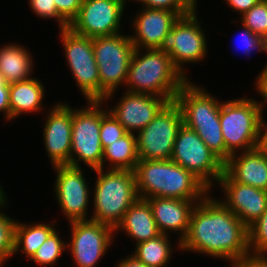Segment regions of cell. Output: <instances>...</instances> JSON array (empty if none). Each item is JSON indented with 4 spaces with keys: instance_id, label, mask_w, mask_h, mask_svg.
<instances>
[{
    "instance_id": "18",
    "label": "cell",
    "mask_w": 267,
    "mask_h": 267,
    "mask_svg": "<svg viewBox=\"0 0 267 267\" xmlns=\"http://www.w3.org/2000/svg\"><path fill=\"white\" fill-rule=\"evenodd\" d=\"M179 17L178 13L169 10L142 8L133 21L135 34L130 35L134 48H164L173 24Z\"/></svg>"
},
{
    "instance_id": "7",
    "label": "cell",
    "mask_w": 267,
    "mask_h": 267,
    "mask_svg": "<svg viewBox=\"0 0 267 267\" xmlns=\"http://www.w3.org/2000/svg\"><path fill=\"white\" fill-rule=\"evenodd\" d=\"M93 49L100 78V102H105L126 83L135 48L130 36L116 33L93 38Z\"/></svg>"
},
{
    "instance_id": "4",
    "label": "cell",
    "mask_w": 267,
    "mask_h": 267,
    "mask_svg": "<svg viewBox=\"0 0 267 267\" xmlns=\"http://www.w3.org/2000/svg\"><path fill=\"white\" fill-rule=\"evenodd\" d=\"M188 80L178 92L175 102L179 105L183 124L194 130L206 146L224 163L231 153L226 149L219 119L221 102Z\"/></svg>"
},
{
    "instance_id": "13",
    "label": "cell",
    "mask_w": 267,
    "mask_h": 267,
    "mask_svg": "<svg viewBox=\"0 0 267 267\" xmlns=\"http://www.w3.org/2000/svg\"><path fill=\"white\" fill-rule=\"evenodd\" d=\"M71 239L70 249L78 267H96L97 262L110 247L115 229L93 220L69 222Z\"/></svg>"
},
{
    "instance_id": "41",
    "label": "cell",
    "mask_w": 267,
    "mask_h": 267,
    "mask_svg": "<svg viewBox=\"0 0 267 267\" xmlns=\"http://www.w3.org/2000/svg\"><path fill=\"white\" fill-rule=\"evenodd\" d=\"M263 119L260 121V132H259V143L258 147L262 149L267 154V123Z\"/></svg>"
},
{
    "instance_id": "26",
    "label": "cell",
    "mask_w": 267,
    "mask_h": 267,
    "mask_svg": "<svg viewBox=\"0 0 267 267\" xmlns=\"http://www.w3.org/2000/svg\"><path fill=\"white\" fill-rule=\"evenodd\" d=\"M54 224H25L16 221L14 228V254L22 251L31 258L55 230Z\"/></svg>"
},
{
    "instance_id": "20",
    "label": "cell",
    "mask_w": 267,
    "mask_h": 267,
    "mask_svg": "<svg viewBox=\"0 0 267 267\" xmlns=\"http://www.w3.org/2000/svg\"><path fill=\"white\" fill-rule=\"evenodd\" d=\"M146 200L152 208L161 234L168 235V231L180 233L177 245L180 249V242L188 233L192 212L199 201L166 197H151Z\"/></svg>"
},
{
    "instance_id": "12",
    "label": "cell",
    "mask_w": 267,
    "mask_h": 267,
    "mask_svg": "<svg viewBox=\"0 0 267 267\" xmlns=\"http://www.w3.org/2000/svg\"><path fill=\"white\" fill-rule=\"evenodd\" d=\"M196 11L193 9L189 14L178 18L164 47L173 65L186 78L184 64L201 61L206 57L208 49L206 35L201 29Z\"/></svg>"
},
{
    "instance_id": "21",
    "label": "cell",
    "mask_w": 267,
    "mask_h": 267,
    "mask_svg": "<svg viewBox=\"0 0 267 267\" xmlns=\"http://www.w3.org/2000/svg\"><path fill=\"white\" fill-rule=\"evenodd\" d=\"M224 171L240 184L267 191V154L259 147L231 154Z\"/></svg>"
},
{
    "instance_id": "42",
    "label": "cell",
    "mask_w": 267,
    "mask_h": 267,
    "mask_svg": "<svg viewBox=\"0 0 267 267\" xmlns=\"http://www.w3.org/2000/svg\"><path fill=\"white\" fill-rule=\"evenodd\" d=\"M117 267H148L143 262L138 260L134 255L131 254L129 257L127 256L125 259L120 260L118 262Z\"/></svg>"
},
{
    "instance_id": "45",
    "label": "cell",
    "mask_w": 267,
    "mask_h": 267,
    "mask_svg": "<svg viewBox=\"0 0 267 267\" xmlns=\"http://www.w3.org/2000/svg\"><path fill=\"white\" fill-rule=\"evenodd\" d=\"M123 1V3H124V5L126 6V0H122ZM133 1V0H132ZM134 1H138V2H140L141 0H134Z\"/></svg>"
},
{
    "instance_id": "31",
    "label": "cell",
    "mask_w": 267,
    "mask_h": 267,
    "mask_svg": "<svg viewBox=\"0 0 267 267\" xmlns=\"http://www.w3.org/2000/svg\"><path fill=\"white\" fill-rule=\"evenodd\" d=\"M15 224V220L0 211V267L14 255Z\"/></svg>"
},
{
    "instance_id": "23",
    "label": "cell",
    "mask_w": 267,
    "mask_h": 267,
    "mask_svg": "<svg viewBox=\"0 0 267 267\" xmlns=\"http://www.w3.org/2000/svg\"><path fill=\"white\" fill-rule=\"evenodd\" d=\"M42 82L36 78L9 84V105L11 119L23 113L42 111V101L45 95Z\"/></svg>"
},
{
    "instance_id": "40",
    "label": "cell",
    "mask_w": 267,
    "mask_h": 267,
    "mask_svg": "<svg viewBox=\"0 0 267 267\" xmlns=\"http://www.w3.org/2000/svg\"><path fill=\"white\" fill-rule=\"evenodd\" d=\"M225 2H227L232 9L239 12L240 15H243L256 5L259 0H225Z\"/></svg>"
},
{
    "instance_id": "29",
    "label": "cell",
    "mask_w": 267,
    "mask_h": 267,
    "mask_svg": "<svg viewBox=\"0 0 267 267\" xmlns=\"http://www.w3.org/2000/svg\"><path fill=\"white\" fill-rule=\"evenodd\" d=\"M241 24L253 34L267 39V2L259 0L256 5L242 15Z\"/></svg>"
},
{
    "instance_id": "11",
    "label": "cell",
    "mask_w": 267,
    "mask_h": 267,
    "mask_svg": "<svg viewBox=\"0 0 267 267\" xmlns=\"http://www.w3.org/2000/svg\"><path fill=\"white\" fill-rule=\"evenodd\" d=\"M67 64L87 102L100 101V78L93 49V38L60 29Z\"/></svg>"
},
{
    "instance_id": "19",
    "label": "cell",
    "mask_w": 267,
    "mask_h": 267,
    "mask_svg": "<svg viewBox=\"0 0 267 267\" xmlns=\"http://www.w3.org/2000/svg\"><path fill=\"white\" fill-rule=\"evenodd\" d=\"M168 102L166 98L155 95L125 92L108 110L127 132L134 133L146 127Z\"/></svg>"
},
{
    "instance_id": "9",
    "label": "cell",
    "mask_w": 267,
    "mask_h": 267,
    "mask_svg": "<svg viewBox=\"0 0 267 267\" xmlns=\"http://www.w3.org/2000/svg\"><path fill=\"white\" fill-rule=\"evenodd\" d=\"M171 160L195 176L209 191L224 173V162L215 155L192 129L179 128Z\"/></svg>"
},
{
    "instance_id": "24",
    "label": "cell",
    "mask_w": 267,
    "mask_h": 267,
    "mask_svg": "<svg viewBox=\"0 0 267 267\" xmlns=\"http://www.w3.org/2000/svg\"><path fill=\"white\" fill-rule=\"evenodd\" d=\"M32 61L24 46L8 44L0 48V72L7 84L30 79L34 65Z\"/></svg>"
},
{
    "instance_id": "15",
    "label": "cell",
    "mask_w": 267,
    "mask_h": 267,
    "mask_svg": "<svg viewBox=\"0 0 267 267\" xmlns=\"http://www.w3.org/2000/svg\"><path fill=\"white\" fill-rule=\"evenodd\" d=\"M55 168V169H54ZM57 177L55 183L56 201L69 222L90 220L86 216L90 189L81 167L69 165L53 166Z\"/></svg>"
},
{
    "instance_id": "36",
    "label": "cell",
    "mask_w": 267,
    "mask_h": 267,
    "mask_svg": "<svg viewBox=\"0 0 267 267\" xmlns=\"http://www.w3.org/2000/svg\"><path fill=\"white\" fill-rule=\"evenodd\" d=\"M59 15L70 25L77 17L82 0H54Z\"/></svg>"
},
{
    "instance_id": "5",
    "label": "cell",
    "mask_w": 267,
    "mask_h": 267,
    "mask_svg": "<svg viewBox=\"0 0 267 267\" xmlns=\"http://www.w3.org/2000/svg\"><path fill=\"white\" fill-rule=\"evenodd\" d=\"M98 174L93 193L94 214L90 220L116 228L125 212L139 198L134 171L95 169ZM104 172V173H103Z\"/></svg>"
},
{
    "instance_id": "25",
    "label": "cell",
    "mask_w": 267,
    "mask_h": 267,
    "mask_svg": "<svg viewBox=\"0 0 267 267\" xmlns=\"http://www.w3.org/2000/svg\"><path fill=\"white\" fill-rule=\"evenodd\" d=\"M109 161V169H126L134 171L139 161L135 133L127 132L103 149L102 169Z\"/></svg>"
},
{
    "instance_id": "22",
    "label": "cell",
    "mask_w": 267,
    "mask_h": 267,
    "mask_svg": "<svg viewBox=\"0 0 267 267\" xmlns=\"http://www.w3.org/2000/svg\"><path fill=\"white\" fill-rule=\"evenodd\" d=\"M140 243L159 236L161 232L155 222L152 208L146 199L138 198L125 212L121 223L115 228Z\"/></svg>"
},
{
    "instance_id": "43",
    "label": "cell",
    "mask_w": 267,
    "mask_h": 267,
    "mask_svg": "<svg viewBox=\"0 0 267 267\" xmlns=\"http://www.w3.org/2000/svg\"><path fill=\"white\" fill-rule=\"evenodd\" d=\"M6 202L7 201H6V198H5V193H4L3 189H2V187L0 186V210H1L2 206L4 207V205H6L5 204Z\"/></svg>"
},
{
    "instance_id": "30",
    "label": "cell",
    "mask_w": 267,
    "mask_h": 267,
    "mask_svg": "<svg viewBox=\"0 0 267 267\" xmlns=\"http://www.w3.org/2000/svg\"><path fill=\"white\" fill-rule=\"evenodd\" d=\"M248 247L252 254H267V209L248 227Z\"/></svg>"
},
{
    "instance_id": "37",
    "label": "cell",
    "mask_w": 267,
    "mask_h": 267,
    "mask_svg": "<svg viewBox=\"0 0 267 267\" xmlns=\"http://www.w3.org/2000/svg\"><path fill=\"white\" fill-rule=\"evenodd\" d=\"M231 267H267V255L249 253L236 261Z\"/></svg>"
},
{
    "instance_id": "44",
    "label": "cell",
    "mask_w": 267,
    "mask_h": 267,
    "mask_svg": "<svg viewBox=\"0 0 267 267\" xmlns=\"http://www.w3.org/2000/svg\"><path fill=\"white\" fill-rule=\"evenodd\" d=\"M192 9H196V1L197 0H184Z\"/></svg>"
},
{
    "instance_id": "16",
    "label": "cell",
    "mask_w": 267,
    "mask_h": 267,
    "mask_svg": "<svg viewBox=\"0 0 267 267\" xmlns=\"http://www.w3.org/2000/svg\"><path fill=\"white\" fill-rule=\"evenodd\" d=\"M217 183L224 190L221 202L248 228L267 209V191L234 181L225 171Z\"/></svg>"
},
{
    "instance_id": "17",
    "label": "cell",
    "mask_w": 267,
    "mask_h": 267,
    "mask_svg": "<svg viewBox=\"0 0 267 267\" xmlns=\"http://www.w3.org/2000/svg\"><path fill=\"white\" fill-rule=\"evenodd\" d=\"M49 111L43 127L45 150L53 166L68 165L72 147V108L60 102Z\"/></svg>"
},
{
    "instance_id": "38",
    "label": "cell",
    "mask_w": 267,
    "mask_h": 267,
    "mask_svg": "<svg viewBox=\"0 0 267 267\" xmlns=\"http://www.w3.org/2000/svg\"><path fill=\"white\" fill-rule=\"evenodd\" d=\"M0 112H3L6 119L11 120V110L9 105V84L0 72Z\"/></svg>"
},
{
    "instance_id": "3",
    "label": "cell",
    "mask_w": 267,
    "mask_h": 267,
    "mask_svg": "<svg viewBox=\"0 0 267 267\" xmlns=\"http://www.w3.org/2000/svg\"><path fill=\"white\" fill-rule=\"evenodd\" d=\"M135 49L126 80V92L155 95L175 101L181 87L189 80L173 65L164 48ZM141 53V54H140Z\"/></svg>"
},
{
    "instance_id": "35",
    "label": "cell",
    "mask_w": 267,
    "mask_h": 267,
    "mask_svg": "<svg viewBox=\"0 0 267 267\" xmlns=\"http://www.w3.org/2000/svg\"><path fill=\"white\" fill-rule=\"evenodd\" d=\"M243 30L240 36V45L241 49L245 54H250L254 49L257 52H266L267 53V39L259 37L257 34H253L246 26H242Z\"/></svg>"
},
{
    "instance_id": "32",
    "label": "cell",
    "mask_w": 267,
    "mask_h": 267,
    "mask_svg": "<svg viewBox=\"0 0 267 267\" xmlns=\"http://www.w3.org/2000/svg\"><path fill=\"white\" fill-rule=\"evenodd\" d=\"M127 131L119 121L107 110L101 117L100 140L102 148L124 136Z\"/></svg>"
},
{
    "instance_id": "14",
    "label": "cell",
    "mask_w": 267,
    "mask_h": 267,
    "mask_svg": "<svg viewBox=\"0 0 267 267\" xmlns=\"http://www.w3.org/2000/svg\"><path fill=\"white\" fill-rule=\"evenodd\" d=\"M124 7L122 0H82L79 13L69 28L91 38L121 33Z\"/></svg>"
},
{
    "instance_id": "10",
    "label": "cell",
    "mask_w": 267,
    "mask_h": 267,
    "mask_svg": "<svg viewBox=\"0 0 267 267\" xmlns=\"http://www.w3.org/2000/svg\"><path fill=\"white\" fill-rule=\"evenodd\" d=\"M183 125L182 111L175 102H168L155 118L136 134L137 154L144 160L171 159L174 142Z\"/></svg>"
},
{
    "instance_id": "2",
    "label": "cell",
    "mask_w": 267,
    "mask_h": 267,
    "mask_svg": "<svg viewBox=\"0 0 267 267\" xmlns=\"http://www.w3.org/2000/svg\"><path fill=\"white\" fill-rule=\"evenodd\" d=\"M141 199L166 197L201 201L209 190L190 172L171 159H139L134 169Z\"/></svg>"
},
{
    "instance_id": "28",
    "label": "cell",
    "mask_w": 267,
    "mask_h": 267,
    "mask_svg": "<svg viewBox=\"0 0 267 267\" xmlns=\"http://www.w3.org/2000/svg\"><path fill=\"white\" fill-rule=\"evenodd\" d=\"M65 248H67V244L64 243V240H61L58 232L54 230L29 260L38 265L51 266L60 258Z\"/></svg>"
},
{
    "instance_id": "27",
    "label": "cell",
    "mask_w": 267,
    "mask_h": 267,
    "mask_svg": "<svg viewBox=\"0 0 267 267\" xmlns=\"http://www.w3.org/2000/svg\"><path fill=\"white\" fill-rule=\"evenodd\" d=\"M170 236L160 234L155 238L136 244L132 254L148 267H166L172 255Z\"/></svg>"
},
{
    "instance_id": "39",
    "label": "cell",
    "mask_w": 267,
    "mask_h": 267,
    "mask_svg": "<svg viewBox=\"0 0 267 267\" xmlns=\"http://www.w3.org/2000/svg\"><path fill=\"white\" fill-rule=\"evenodd\" d=\"M255 85L257 86L256 89L258 90L259 94L263 96V99L265 101L261 103L257 102L263 112V106L267 101V65L265 66V68H263L259 76L256 78Z\"/></svg>"
},
{
    "instance_id": "33",
    "label": "cell",
    "mask_w": 267,
    "mask_h": 267,
    "mask_svg": "<svg viewBox=\"0 0 267 267\" xmlns=\"http://www.w3.org/2000/svg\"><path fill=\"white\" fill-rule=\"evenodd\" d=\"M29 4L38 17L57 19L59 29L69 27V24L59 15L54 0H29Z\"/></svg>"
},
{
    "instance_id": "8",
    "label": "cell",
    "mask_w": 267,
    "mask_h": 267,
    "mask_svg": "<svg viewBox=\"0 0 267 267\" xmlns=\"http://www.w3.org/2000/svg\"><path fill=\"white\" fill-rule=\"evenodd\" d=\"M82 109L72 108V147L69 166L81 167L84 162L92 170L102 169L103 148L100 140L101 117L107 111L102 102L90 101ZM90 104V105H89ZM77 158H76V156Z\"/></svg>"
},
{
    "instance_id": "34",
    "label": "cell",
    "mask_w": 267,
    "mask_h": 267,
    "mask_svg": "<svg viewBox=\"0 0 267 267\" xmlns=\"http://www.w3.org/2000/svg\"><path fill=\"white\" fill-rule=\"evenodd\" d=\"M140 3L146 8L169 10L180 16H185L193 10L184 0H141Z\"/></svg>"
},
{
    "instance_id": "6",
    "label": "cell",
    "mask_w": 267,
    "mask_h": 267,
    "mask_svg": "<svg viewBox=\"0 0 267 267\" xmlns=\"http://www.w3.org/2000/svg\"><path fill=\"white\" fill-rule=\"evenodd\" d=\"M262 110L257 101L238 98L221 103L219 114L226 149L237 153L258 147Z\"/></svg>"
},
{
    "instance_id": "1",
    "label": "cell",
    "mask_w": 267,
    "mask_h": 267,
    "mask_svg": "<svg viewBox=\"0 0 267 267\" xmlns=\"http://www.w3.org/2000/svg\"><path fill=\"white\" fill-rule=\"evenodd\" d=\"M180 249L226 259L232 266L250 253L248 228L221 201L207 194L192 212Z\"/></svg>"
}]
</instances>
